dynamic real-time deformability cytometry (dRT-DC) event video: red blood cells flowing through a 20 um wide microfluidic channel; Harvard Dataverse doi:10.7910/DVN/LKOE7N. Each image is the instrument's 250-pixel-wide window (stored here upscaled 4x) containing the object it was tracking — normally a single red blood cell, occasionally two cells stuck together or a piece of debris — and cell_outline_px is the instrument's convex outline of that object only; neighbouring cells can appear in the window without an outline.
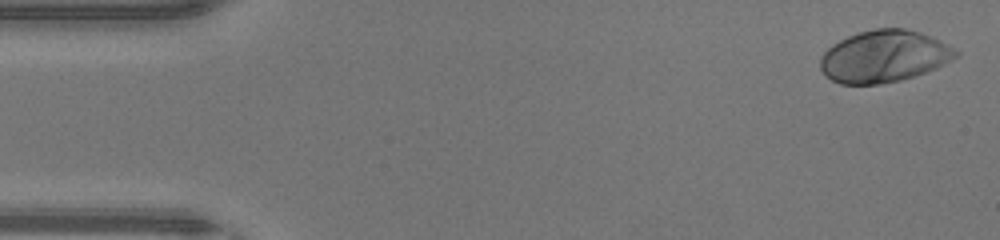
{"species": "human", "species_latin": "Homo sapiens", "temperature_condition": "warm", "stored_images_in_passage": 45, "camera_frame_rate_fps": 3000, "um_per_image_px": 0.085, "donor": {"sex": "male"}, "frame": {"image": 1, "passage_image": 1, "time_ms": 0.0, "image_size_px": [1000, 240], "cell_outline_px": [[960, 52], [956, 56], [944, 64], [936, 68], [900, 80], [880, 84], [840, 84], [824, 76], [820, 68], [820, 56], [832, 44], [848, 36], [860, 32], [876, 28], [904, 28], [920, 32]], "centroid_in_image_um": [75.07, 4.8], "position_along_channel_um": 9.9, "area_um2": 40.63}}
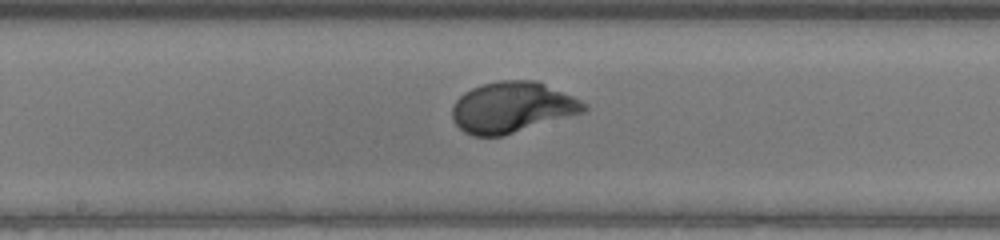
{"frame": {"image": 2, "passage_image": 23, "time_ms": 7.333, "image_size_px": [1000, 240], "cell_outline_px": [[588, 108], [584, 112], [504, 136], [472, 136], [464, 132], [452, 120], [452, 104], [464, 92], [480, 84], [500, 80], [536, 80], [572, 96], [588, 104]], "centroid_in_image_um": [43.51, 9.13], "position_along_channel_um": 204.7, "area_um2": 39.19}}
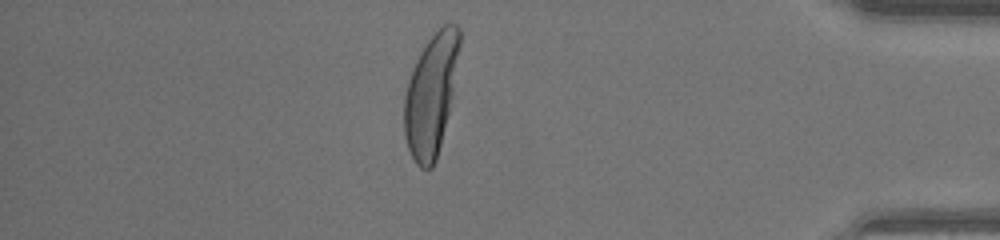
{"frame": {"image": 3, "passage_image": 39, "time_ms": 12.667, "image_size_px": [1000, 240], "cell_outline_px": [[460, 44], [452, 92], [448, 112], [436, 160], [432, 168], [420, 168], [416, 164], [408, 148], [404, 136], [404, 96], [408, 80], [412, 68], [420, 52], [428, 40], [444, 24], [456, 24], [460, 28]], "centroid_in_image_um": [36.61, 8.05], "position_along_channel_um": 398.6, "area_um2": 38.55}, "authors_computed_cell_mechanics": {"area_um2": 39.015, "velocity_mm_per_s": 4.4187, "shape_relaxation_time_tau1_ms": 2.6273, "shape_relaxation_time_tau2_ms": null, "deformation_change_tau1": 0.2177, "deformation_change_tau2": null}}